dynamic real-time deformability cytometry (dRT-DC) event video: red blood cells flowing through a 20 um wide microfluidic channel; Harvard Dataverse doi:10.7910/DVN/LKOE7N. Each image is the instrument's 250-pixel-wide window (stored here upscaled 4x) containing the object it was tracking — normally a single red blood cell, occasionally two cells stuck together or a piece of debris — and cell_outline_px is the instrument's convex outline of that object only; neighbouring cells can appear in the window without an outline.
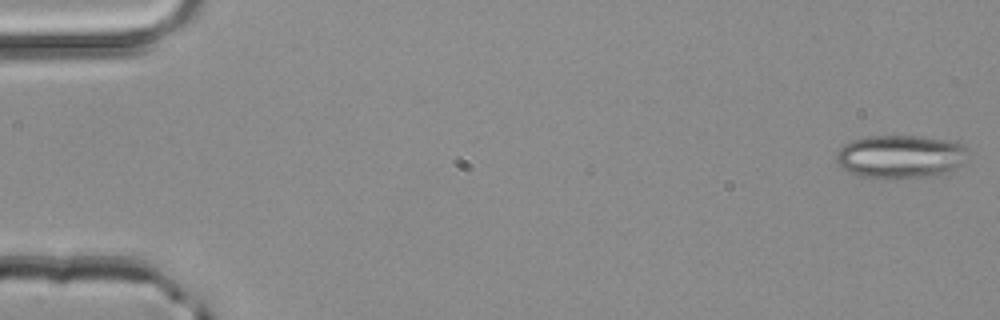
{"species": "common noctule bat (a hibernating species)", "species_latin": "Nyctalus noctula", "temperature_condition": "room temperature", "stored_images_in_passage": 4, "camera_frame_rate_fps": 3000, "um_per_image_px": 0.085, "animal": {"sex": "male", "body_mass_g": 20.4}, "frame": {"image": 1, "passage_image": 1, "time_ms": 0.0, "image_size_px": [1000, 320], "cell_outline_px": [[964, 148], [960, 164], [948, 176], [896, 180], [860, 176], [844, 168], [836, 160], [836, 152], [844, 144], [852, 140], [868, 136], [916, 136], [956, 140], [964, 144]], "centroid_in_image_um": [76.57, 13.34], "position_along_channel_um": 8.4, "area_um2": 33.81}}